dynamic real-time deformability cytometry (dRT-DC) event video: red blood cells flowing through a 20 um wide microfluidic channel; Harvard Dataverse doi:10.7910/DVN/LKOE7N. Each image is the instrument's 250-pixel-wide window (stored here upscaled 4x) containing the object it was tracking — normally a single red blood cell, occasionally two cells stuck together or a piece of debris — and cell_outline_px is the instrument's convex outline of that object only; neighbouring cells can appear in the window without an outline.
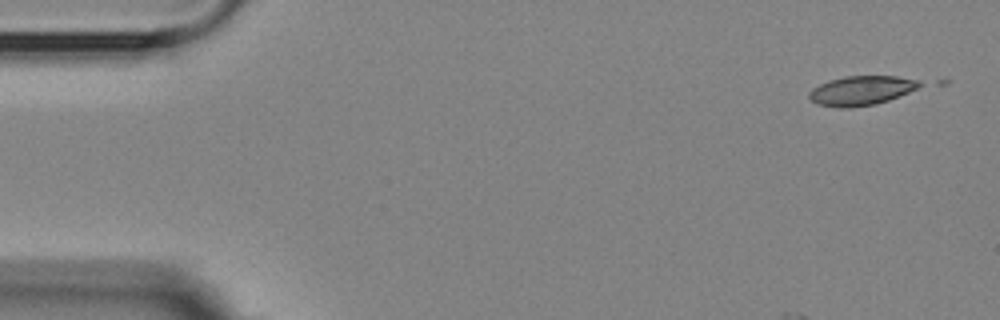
{"species": "Egyptian fruit bat (a non-hibernating species)", "species_latin": "Rousettus aegyptiacus", "temperature_condition": "room temperature", "stored_images_in_passage": 7, "camera_frame_rate_fps": 3000, "um_per_image_px": 0.085, "animal": {"sex": "female"}, "frame": {"image": 1, "passage_image": 1, "time_ms": 0.0, "image_size_px": [1000, 320], "cell_outline_px": [[924, 84], [908, 92], [888, 100], [872, 104], [848, 108], [840, 108], [816, 104], [808, 96], [808, 92], [812, 88], [828, 80], [844, 76], [896, 76], [920, 80]], "centroid_in_image_um": [73.18, 7.69], "position_along_channel_um": 11.8, "area_um2": 18.84}}
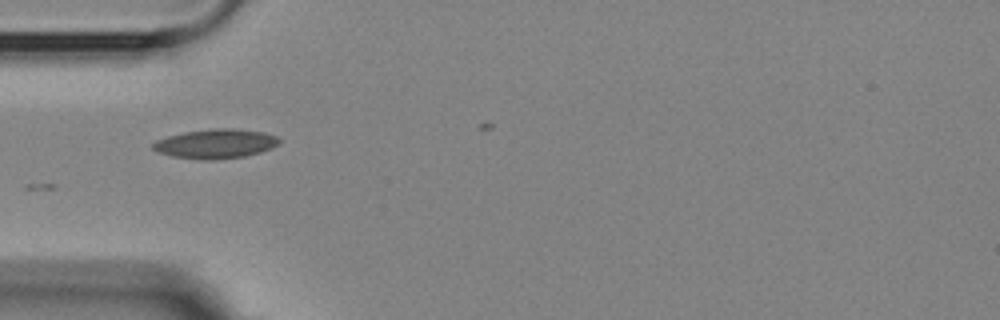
{"frame": {"image": 2, "passage_image": 5, "time_ms": 4.667, "image_size_px": [1000, 320], "cell_outline_px": [[280, 144], [272, 148], [260, 152], [244, 156], [216, 160], [200, 160], [172, 156], [156, 152], [152, 148], [152, 144], [156, 140], [168, 136], [184, 132], [212, 128], [232, 128], [264, 132], [276, 136], [280, 140]], "centroid_in_image_um": [18.32, 12.22], "position_along_channel_um": 66.7, "area_um2": 21.79}}